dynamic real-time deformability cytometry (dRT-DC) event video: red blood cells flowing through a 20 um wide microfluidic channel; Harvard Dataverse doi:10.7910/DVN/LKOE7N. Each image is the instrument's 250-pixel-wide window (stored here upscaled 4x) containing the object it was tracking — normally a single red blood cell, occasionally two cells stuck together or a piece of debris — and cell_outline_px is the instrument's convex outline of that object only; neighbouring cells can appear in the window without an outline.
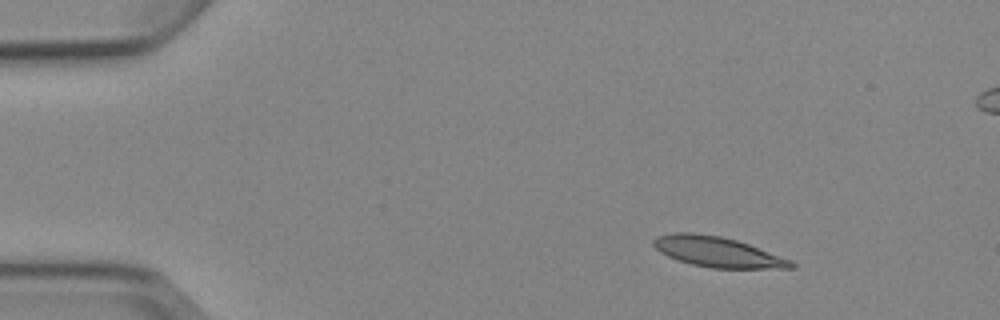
{"species": "Egyptian fruit bat (a non-hibernating species)", "species_latin": "Rousettus aegyptiacus", "temperature_condition": "cold", "stored_images_in_passage": 6, "camera_frame_rate_fps": 3000, "um_per_image_px": 0.085, "animal": {"sex": "female"}, "frame": {"image": 1, "passage_image": 3, "time_ms": 2.333, "image_size_px": [1000, 320], "cell_outline_px": [[796, 268], [712, 268], [692, 264], [668, 256], [660, 252], [652, 244], [652, 240], [656, 236], [672, 232], [692, 232], [720, 236], [736, 240], [748, 244], [792, 260], [796, 264]], "centroid_in_image_um": [60.98, 21.4], "position_along_channel_um": 24.0, "area_um2": 24.22}}